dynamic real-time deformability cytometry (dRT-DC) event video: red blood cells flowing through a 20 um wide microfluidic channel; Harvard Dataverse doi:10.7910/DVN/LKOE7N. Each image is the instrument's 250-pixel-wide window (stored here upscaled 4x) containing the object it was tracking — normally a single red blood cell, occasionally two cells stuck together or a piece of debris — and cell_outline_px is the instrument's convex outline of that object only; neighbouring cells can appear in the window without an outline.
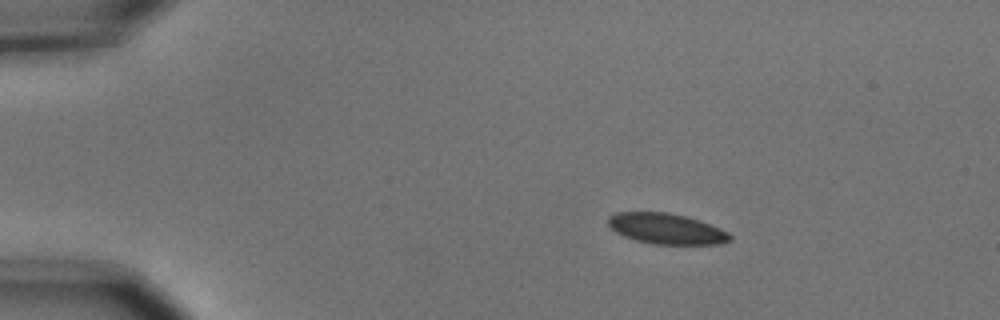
{"species": "common noctule bat (a hibernating species)", "species_latin": "Nyctalus noctula", "temperature_condition": "cold", "stored_images_in_passage": 3, "camera_frame_rate_fps": 3000, "um_per_image_px": 0.085, "animal": {"sex": "male", "body_mass_g": 15.6}, "frame": {"image": 1, "passage_image": 1, "time_ms": 0.0, "image_size_px": [1000, 320], "cell_outline_px": [[732, 240], [720, 244], [652, 244], [636, 240], [624, 236], [616, 232], [608, 224], [608, 216], [616, 212], [668, 212], [688, 216], [720, 228], [728, 232], [732, 236]], "centroid_in_image_um": [56.65, 19.44], "position_along_channel_um": 28.3, "area_um2": 21.85}}